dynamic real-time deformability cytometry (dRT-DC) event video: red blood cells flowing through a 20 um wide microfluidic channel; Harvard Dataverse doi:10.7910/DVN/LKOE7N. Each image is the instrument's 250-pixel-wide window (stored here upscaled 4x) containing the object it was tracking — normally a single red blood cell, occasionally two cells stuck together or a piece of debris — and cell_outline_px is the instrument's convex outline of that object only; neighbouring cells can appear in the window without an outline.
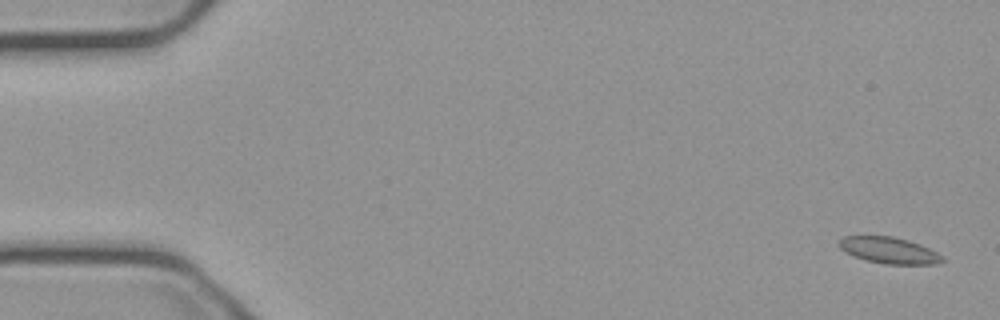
{"species": "common noctule bat (a hibernating species)", "species_latin": "Nyctalus noctula", "temperature_condition": "cold", "stored_images_in_passage": 56, "camera_frame_rate_fps": 3000, "um_per_image_px": 0.085, "animal": {"sex": "male", "body_mass_g": 23.1, "forearm_length_mm": 52.7}, "frame": {"image": 1, "passage_image": 2, "time_ms": 0.333, "image_size_px": [1000, 320], "cell_outline_px": [[944, 260], [936, 264], [884, 264], [864, 260], [852, 256], [844, 252], [836, 244], [844, 236], [892, 236], [908, 240], [920, 244], [944, 256]], "centroid_in_image_um": [75.53, 21.28], "position_along_channel_um": 9.5, "area_um2": 16.01}}
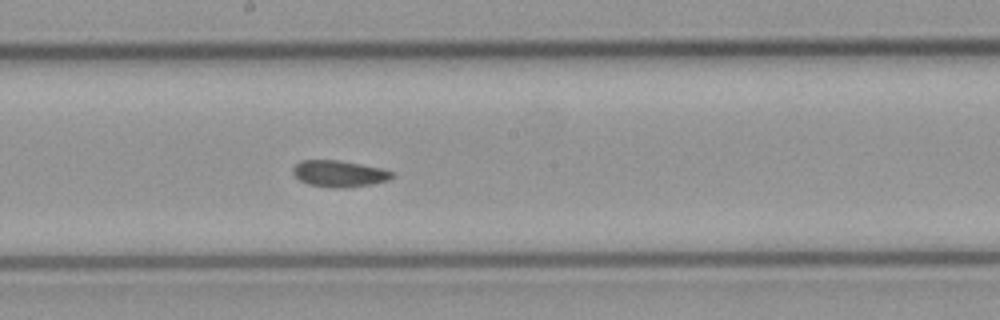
{"frame": {"image": 2, "passage_image": 30, "time_ms": 9.667, "image_size_px": [1000, 320], "cell_outline_px": [[396, 176], [388, 180], [372, 184], [348, 188], [332, 188], [308, 184], [300, 180], [292, 172], [292, 168], [300, 160], [340, 160], [380, 168], [392, 172]], "centroid_in_image_um": [28.83, 14.77], "position_along_channel_um": 219.4, "area_um2": 15.37}}
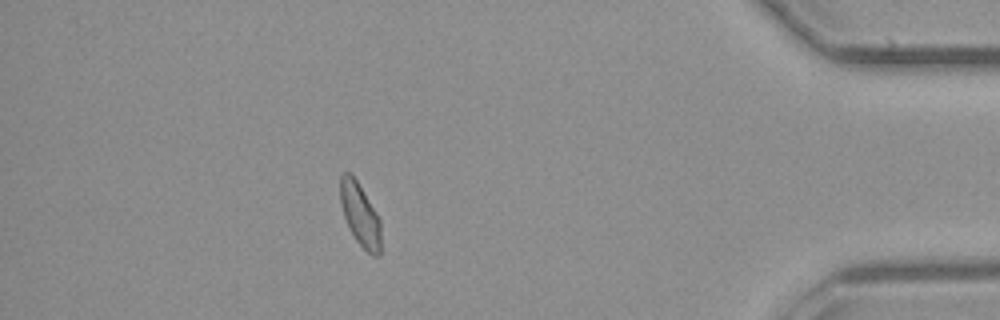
{"frame": {"image": 3, "passage_image": 49, "time_ms": 16.0, "image_size_px": [1000, 320], "cell_outline_px": [[380, 256], [372, 256], [356, 240], [344, 216], [340, 204], [340, 176], [344, 172], [348, 172], [356, 180], [376, 212], [380, 220]], "centroid_in_image_um": [30.6, 18.25], "position_along_channel_um": 404.6, "area_um2": 14.57}, "authors_computed_cell_mechanics": {"area_um2": 15.7216, "velocity_mm_per_s": 3.7217, "shape_relaxation_time_tau1_ms": null, "shape_relaxation_time_tau2_ms": 4.7101, "deformation_change_tau1": null, "deformation_change_tau2": 0.0897}}